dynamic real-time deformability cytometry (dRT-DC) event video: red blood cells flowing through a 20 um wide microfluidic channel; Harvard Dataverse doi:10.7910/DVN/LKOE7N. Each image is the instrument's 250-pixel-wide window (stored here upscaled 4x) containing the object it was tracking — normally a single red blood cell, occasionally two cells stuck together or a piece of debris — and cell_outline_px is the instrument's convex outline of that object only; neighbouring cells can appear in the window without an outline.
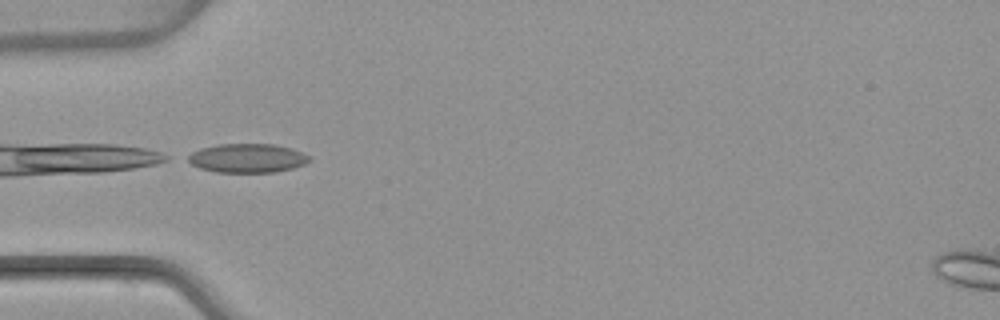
{"species": "common noctule bat (a hibernating species)", "species_latin": "Nyctalus noctula", "temperature_condition": "warm", "stored_images_in_passage": 4, "camera_frame_rate_fps": 3000, "um_per_image_px": 0.085, "animal": {"sex": "female", "body_mass_g": 22.7, "forearm_length_mm": 54.2}, "frame": {"image": 1, "passage_image": 3, "time_ms": 2.333, "image_size_px": [1000, 320], "cell_outline_px": [[312, 160], [304, 164], [292, 168], [276, 172], [216, 172], [200, 168], [184, 160], [184, 156], [200, 148], [216, 144], [272, 144], [292, 148], [308, 156]], "centroid_in_image_um": [20.96, 13.44], "position_along_channel_um": 64.0, "area_um2": 20.63}}
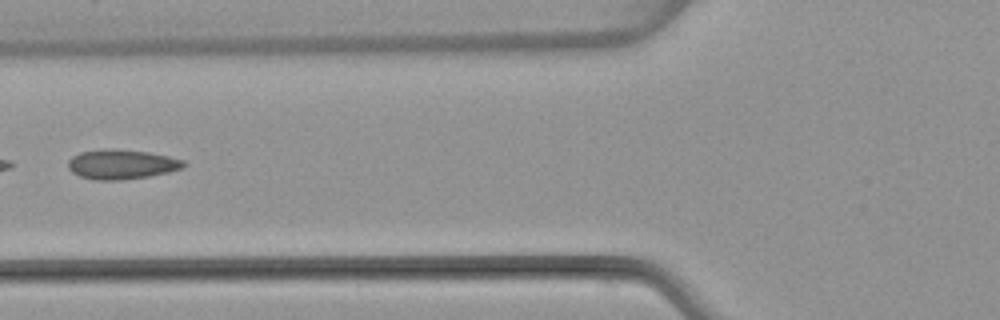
{"frame": {"image": 2, "passage_image": 4, "time_ms": 3.667, "image_size_px": [1000, 320], "cell_outline_px": [[188, 164], [180, 168], [168, 172], [148, 176], [120, 180], [92, 180], [80, 176], [72, 172], [68, 168], [68, 160], [72, 156], [80, 152], [104, 148], [116, 148], [148, 152], [168, 156], [184, 160]], "centroid_in_image_um": [10.3, 13.95], "position_along_channel_um": 115.5, "area_um2": 20.11}}